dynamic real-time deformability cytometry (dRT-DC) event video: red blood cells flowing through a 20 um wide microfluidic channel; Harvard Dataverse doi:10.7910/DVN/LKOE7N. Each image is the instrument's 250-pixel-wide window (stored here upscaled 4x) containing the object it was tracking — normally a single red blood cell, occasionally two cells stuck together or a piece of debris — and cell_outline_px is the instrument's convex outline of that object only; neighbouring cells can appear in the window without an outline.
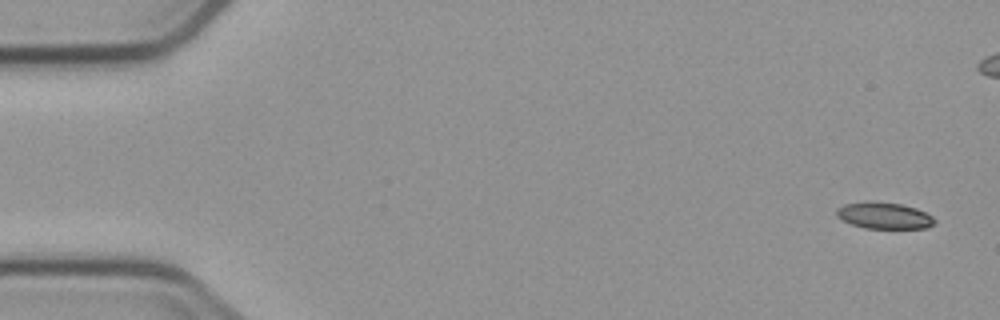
{"species": "common noctule bat (a hibernating species)", "species_latin": "Nyctalus noctula", "temperature_condition": "cold", "stored_images_in_passage": 7, "segment_of_instrument_passage": [1, 2], "camera_frame_rate_fps": 3000, "um_per_image_px": 0.085, "animal": {"sex": "male", "body_mass_g": 23.1, "forearm_length_mm": 52.7}, "frame": {"image": 1, "passage_image": 1, "time_ms": 0.0, "image_size_px": [1000, 320], "cell_outline_px": [[936, 224], [928, 228], [864, 228], [852, 224], [836, 216], [836, 208], [844, 204], [900, 204], [916, 208], [932, 216], [936, 220]], "centroid_in_image_um": [75.21, 18.38], "position_along_channel_um": 9.8, "area_um2": 14.45}}
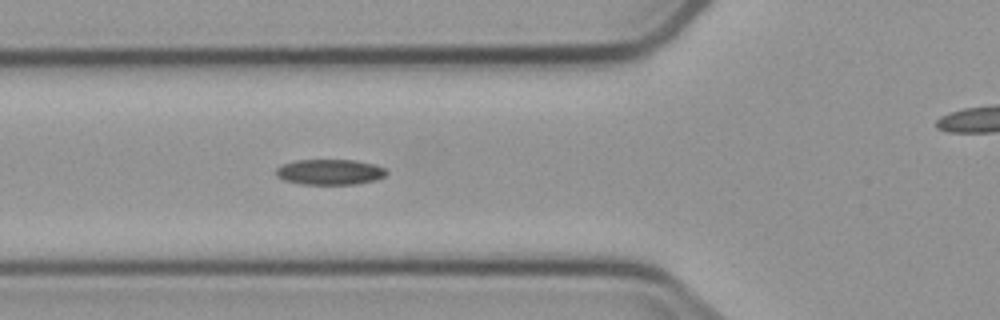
{"frame": {"image": 2, "passage_image": 6, "time_ms": 6.0, "image_size_px": [1000, 320], "cell_outline_px": [[388, 172], [384, 176], [376, 180], [356, 184], [300, 184], [284, 180], [276, 176], [276, 168], [284, 164], [296, 160], [356, 160], [376, 164], [384, 168]], "centroid_in_image_um": [28.05, 14.62], "position_along_channel_um": 97.7, "area_um2": 16.47}}